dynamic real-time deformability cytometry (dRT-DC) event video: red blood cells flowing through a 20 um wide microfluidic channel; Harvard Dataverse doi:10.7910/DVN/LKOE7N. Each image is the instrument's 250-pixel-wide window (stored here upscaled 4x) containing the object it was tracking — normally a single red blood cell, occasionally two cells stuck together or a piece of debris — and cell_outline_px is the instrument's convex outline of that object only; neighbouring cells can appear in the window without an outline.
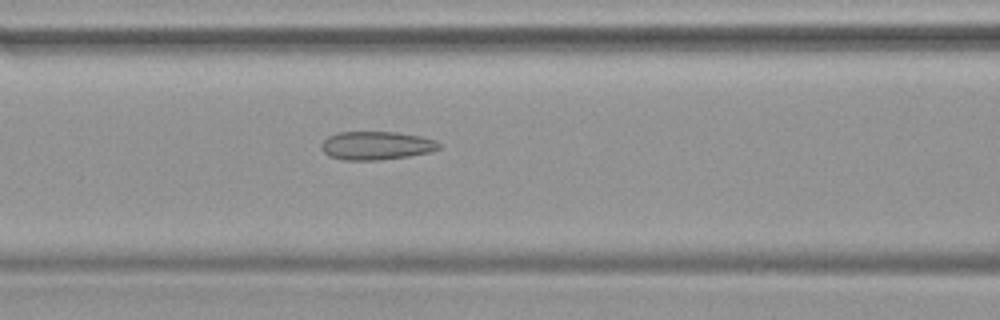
{"species": "common noctule bat (a hibernating species)", "species_latin": "Nyctalus noctula", "temperature_condition": "warm", "stored_images_in_passage": 47, "camera_frame_rate_fps": 3000, "um_per_image_px": 0.085, "animal": {"sex": "female", "body_mass_g": 19.9}, "frame": {"image": 1, "passage_image": 20, "time_ms": 6.333, "image_size_px": [1000, 320], "cell_outline_px": [[440, 148], [432, 152], [408, 156], [380, 160], [344, 160], [328, 156], [320, 148], [320, 144], [328, 136], [336, 132], [396, 132], [420, 136], [436, 140], [440, 144]], "centroid_in_image_um": [31.97, 12.37], "position_along_channel_um": 134.6, "area_um2": 19.65}}
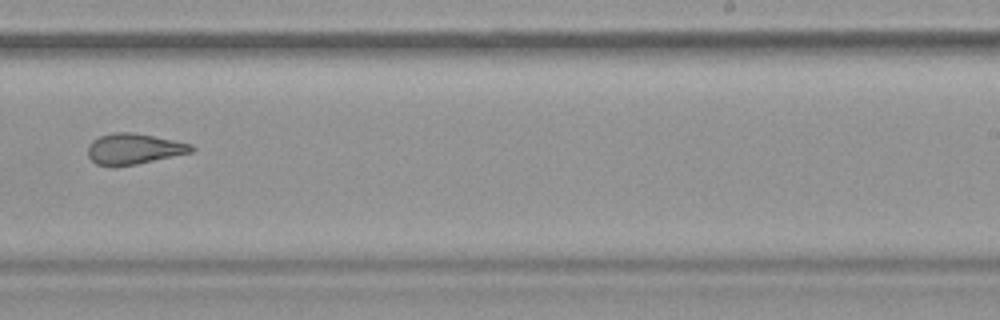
{"frame": {"image": 2, "passage_image": 30, "time_ms": 9.667, "image_size_px": [1000, 320], "cell_outline_px": [[196, 148], [192, 152], [136, 164], [96, 164], [88, 156], [88, 144], [92, 140], [100, 136], [112, 132], [132, 132], [192, 144]], "centroid_in_image_um": [11.38, 12.62], "position_along_channel_um": 277.6, "area_um2": 18.09}}
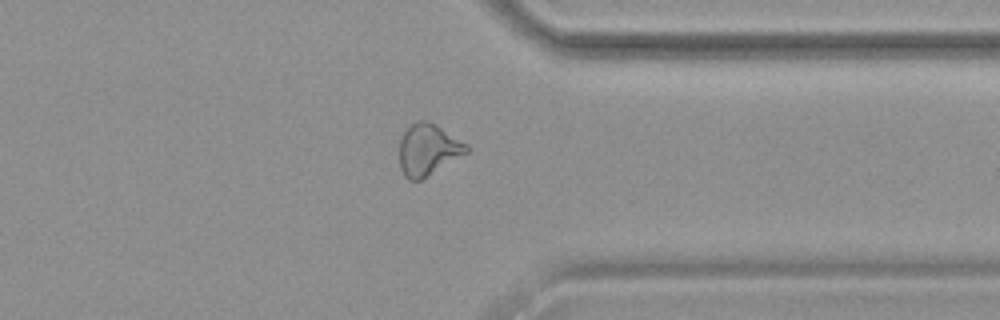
{"frame": {"image": 3, "passage_image": 37, "time_ms": 12.0, "image_size_px": [1000, 320], "cell_outline_px": [[472, 148], [468, 152], [420, 180], [408, 180], [404, 176], [400, 168], [400, 136], [404, 128], [420, 120], [428, 120], [436, 124], [468, 144]], "centroid_in_image_um": [36.38, 12.69], "position_along_channel_um": 375.0, "area_um2": 20.29}}